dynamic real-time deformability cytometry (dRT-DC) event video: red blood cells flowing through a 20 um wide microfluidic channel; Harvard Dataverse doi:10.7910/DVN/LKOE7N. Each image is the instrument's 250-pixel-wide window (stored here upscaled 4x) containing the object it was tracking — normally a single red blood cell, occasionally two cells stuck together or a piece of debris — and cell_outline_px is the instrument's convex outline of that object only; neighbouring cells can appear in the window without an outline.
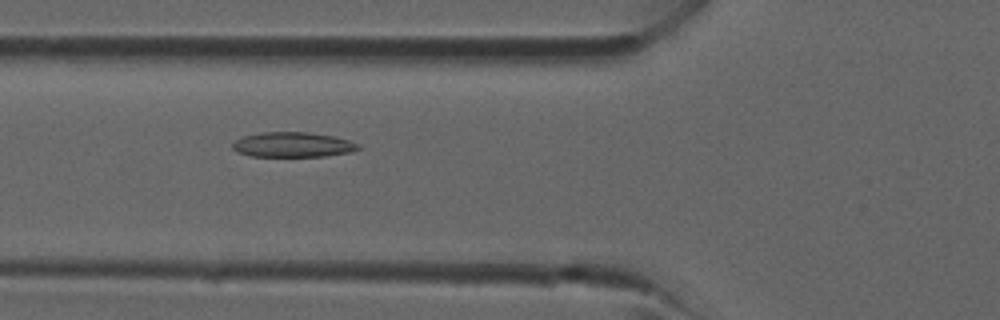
{"species": "common noctule bat (a hibernating species)", "species_latin": "Nyctalus noctula", "temperature_condition": "room temperature", "stored_images_in_passage": 34, "camera_frame_rate_fps": 3000, "um_per_image_px": 0.085, "animal": {"sex": "male", "forearm_length_mm": 52.5}, "frame": {"image": 1, "passage_image": 10, "time_ms": 3.0, "image_size_px": [1000, 320], "cell_outline_px": [[360, 148], [348, 152], [324, 156], [248, 156], [236, 152], [232, 148], [232, 144], [236, 140], [244, 136], [260, 132], [308, 132], [332, 136], [348, 140], [360, 144]], "centroid_in_image_um": [24.84, 12.29], "position_along_channel_um": 101.0, "area_um2": 18.21}}
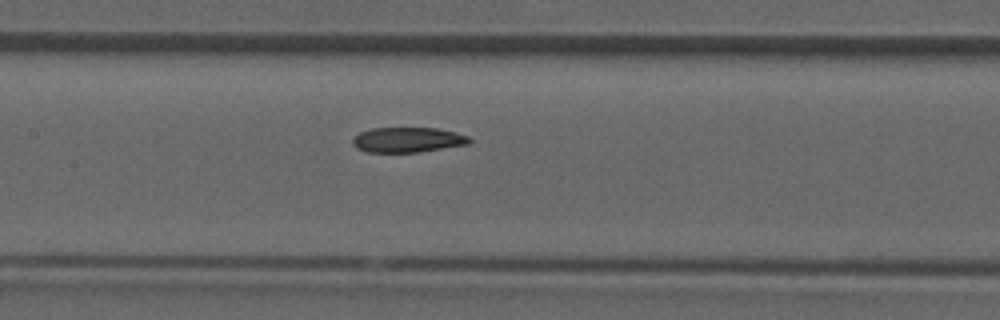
{"frame": {"image": 2, "passage_image": 14, "time_ms": 4.333, "image_size_px": [1000, 320], "cell_outline_px": [[472, 140], [468, 144], [416, 152], [364, 152], [356, 148], [352, 144], [352, 140], [360, 132], [372, 128], [436, 128], [456, 132], [468, 136]], "centroid_in_image_um": [34.63, 11.88], "position_along_channel_um": 172.8, "area_um2": 16.99}}
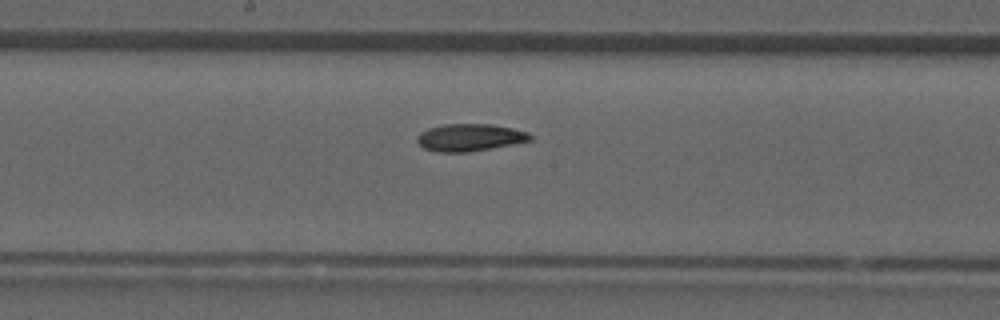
{"frame": {"image": 3, "passage_image": 16, "time_ms": 5.0, "image_size_px": [1000, 320], "cell_outline_px": [[532, 140], [512, 144], [468, 152], [436, 152], [424, 148], [416, 140], [416, 136], [420, 132], [428, 128], [444, 124], [492, 124], [512, 128], [528, 132], [532, 136]], "centroid_in_image_um": [39.9, 11.68], "position_along_channel_um": 208.3, "area_um2": 17.98}}